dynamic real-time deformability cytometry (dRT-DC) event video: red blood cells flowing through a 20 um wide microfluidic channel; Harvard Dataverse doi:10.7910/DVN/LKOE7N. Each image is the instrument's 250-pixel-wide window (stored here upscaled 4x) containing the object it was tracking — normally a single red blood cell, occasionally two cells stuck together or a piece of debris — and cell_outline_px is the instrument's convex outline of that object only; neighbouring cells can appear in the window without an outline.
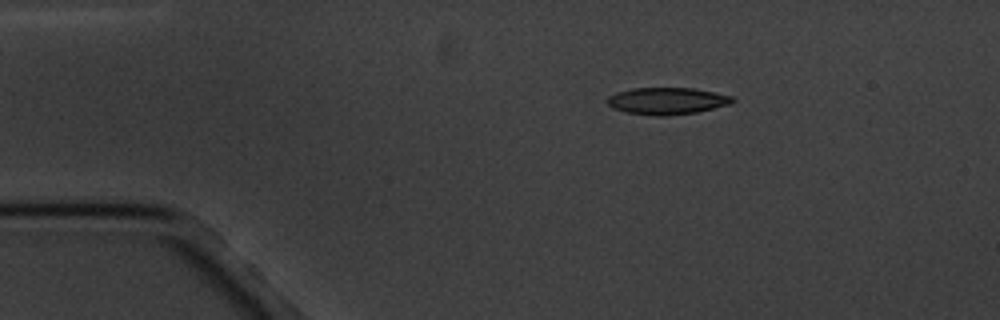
{"species": "common noctule bat (a hibernating species)", "species_latin": "Nyctalus noctula", "temperature_condition": "cold", "stored_images_in_passage": 3, "camera_frame_rate_fps": 3000, "um_per_image_px": 0.085, "animal": {"sex": "male", "body_mass_g": 20.1, "forearm_length_mm": 53.5}, "frame": {"image": 1, "passage_image": 1, "time_ms": 0.0, "image_size_px": [1000, 320], "cell_outline_px": [[736, 100], [728, 104], [696, 112], [668, 116], [656, 116], [624, 112], [612, 108], [608, 104], [608, 96], [616, 92], [632, 88], [692, 88], [732, 96]], "centroid_in_image_um": [56.65, 8.58], "position_along_channel_um": 28.4, "area_um2": 19.54}}
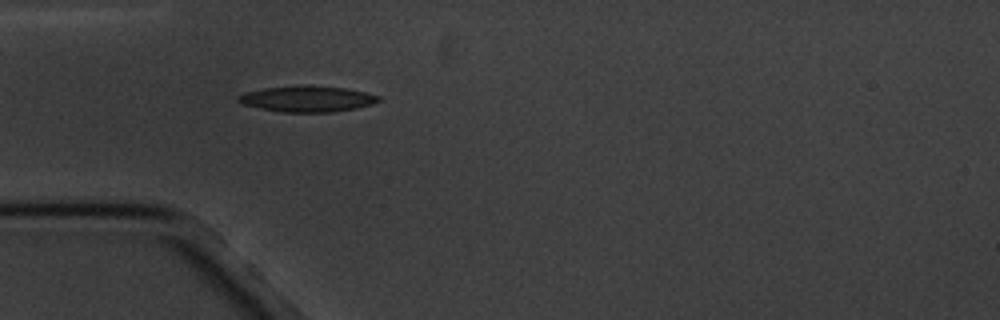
{"frame": {"image": 2, "passage_image": 3, "time_ms": 2.333, "image_size_px": [1000, 320], "cell_outline_px": [[384, 100], [372, 104], [356, 108], [332, 112], [280, 112], [260, 108], [244, 104], [236, 100], [236, 96], [244, 92], [264, 88], [344, 88], [364, 92], [380, 96]], "centroid_in_image_um": [26.13, 8.45], "position_along_channel_um": 58.9, "area_um2": 20.29}}